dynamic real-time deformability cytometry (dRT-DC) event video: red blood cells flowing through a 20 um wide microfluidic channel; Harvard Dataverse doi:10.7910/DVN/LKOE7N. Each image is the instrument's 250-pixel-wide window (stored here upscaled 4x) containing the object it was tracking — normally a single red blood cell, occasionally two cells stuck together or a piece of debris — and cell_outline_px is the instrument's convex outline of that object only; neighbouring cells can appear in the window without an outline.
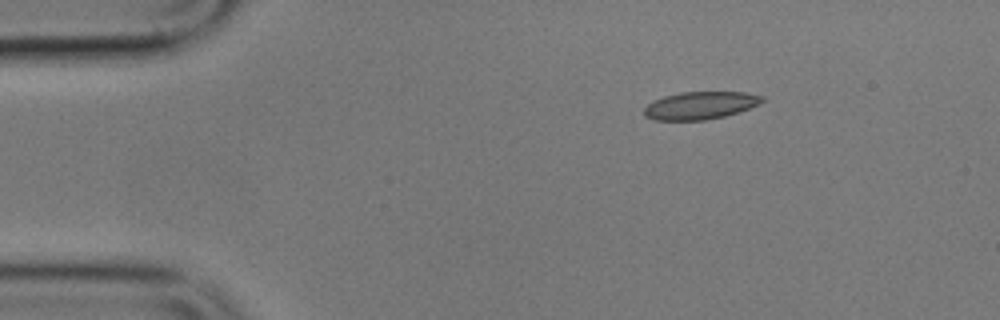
{"species": "common noctule bat (a hibernating species)", "species_latin": "Nyctalus noctula", "temperature_condition": "cold", "stored_images_in_passage": 4, "camera_frame_rate_fps": 3000, "um_per_image_px": 0.085, "animal": {"sex": "male", "body_mass_g": 17.9}, "frame": {"image": 1, "passage_image": 1, "time_ms": 0.0, "image_size_px": [1000, 320], "cell_outline_px": [[764, 100], [760, 104], [724, 116], [704, 120], [652, 120], [644, 116], [644, 108], [652, 100], [664, 96], [680, 92], [744, 92], [764, 96]], "centroid_in_image_um": [59.48, 8.96], "position_along_channel_um": 25.5, "area_um2": 19.02}}
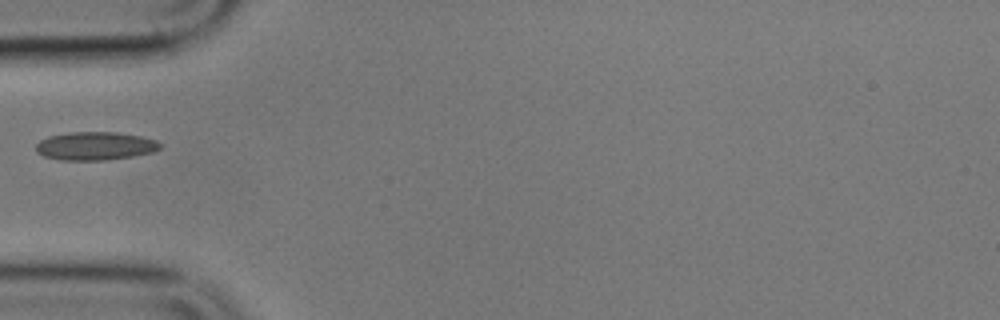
{"frame": {"image": 2, "passage_image": 4, "time_ms": 3.333, "image_size_px": [1000, 320], "cell_outline_px": [[160, 148], [152, 152], [132, 156], [104, 160], [60, 160], [44, 156], [36, 152], [36, 144], [40, 140], [48, 136], [68, 132], [116, 132], [140, 136], [156, 140], [160, 144]], "centroid_in_image_um": [8.05, 12.4], "position_along_channel_um": 76.9, "area_um2": 20.4}}